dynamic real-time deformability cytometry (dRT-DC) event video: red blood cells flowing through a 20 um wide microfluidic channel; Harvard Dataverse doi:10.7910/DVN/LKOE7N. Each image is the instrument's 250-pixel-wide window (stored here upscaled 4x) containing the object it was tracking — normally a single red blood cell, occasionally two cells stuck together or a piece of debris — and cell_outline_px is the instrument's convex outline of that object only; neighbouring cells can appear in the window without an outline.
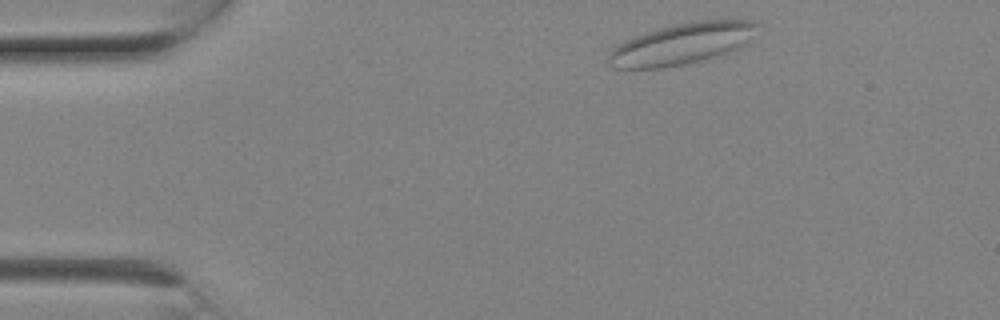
{"species": "Egyptian fruit bat (a non-hibernating species)", "species_latin": "Rousettus aegyptiacus", "temperature_condition": "room temperature", "stored_images_in_passage": 5, "camera_frame_rate_fps": 3000, "um_per_image_px": 0.085, "animal": {"sex": "female"}, "frame": {"image": 1, "passage_image": 1, "time_ms": 0.0, "image_size_px": [1000, 320], "cell_outline_px": [[760, 24], [744, 44], [740, 48], [720, 56], [684, 64], [664, 68], [616, 68], [608, 60], [608, 52], [612, 48], [624, 40], [660, 28], [676, 24], [704, 20], [756, 20]], "centroid_in_image_um": [57.97, 3.73], "position_along_channel_um": 27.0, "area_um2": 35.49}}